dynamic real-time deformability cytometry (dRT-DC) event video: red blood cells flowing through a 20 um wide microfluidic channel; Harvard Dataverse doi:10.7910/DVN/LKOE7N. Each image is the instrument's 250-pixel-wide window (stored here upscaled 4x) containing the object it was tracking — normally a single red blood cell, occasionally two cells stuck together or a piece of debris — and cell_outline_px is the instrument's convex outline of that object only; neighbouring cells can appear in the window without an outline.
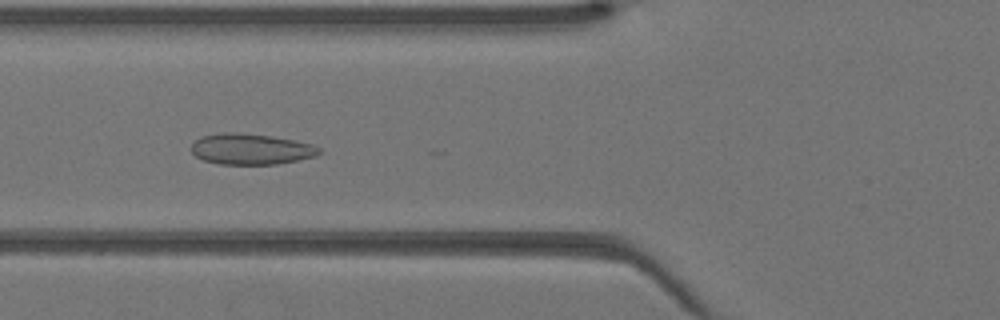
{"species": "Egyptian fruit bat (a non-hibernating species)", "species_latin": "Rousettus aegyptiacus", "temperature_condition": "warm", "stored_images_in_passage": 29, "camera_frame_rate_fps": 3000, "um_per_image_px": 0.085, "animal": {"sex": "female"}, "frame": {"image": 1, "passage_image": 17, "time_ms": 5.333, "image_size_px": [1000, 320], "cell_outline_px": [[320, 152], [316, 156], [276, 164], [220, 164], [204, 160], [196, 156], [192, 152], [192, 144], [200, 136], [224, 132], [236, 132], [272, 136], [296, 140], [312, 144], [320, 148]], "centroid_in_image_um": [21.33, 12.66], "position_along_channel_um": 104.5, "area_um2": 22.95}}
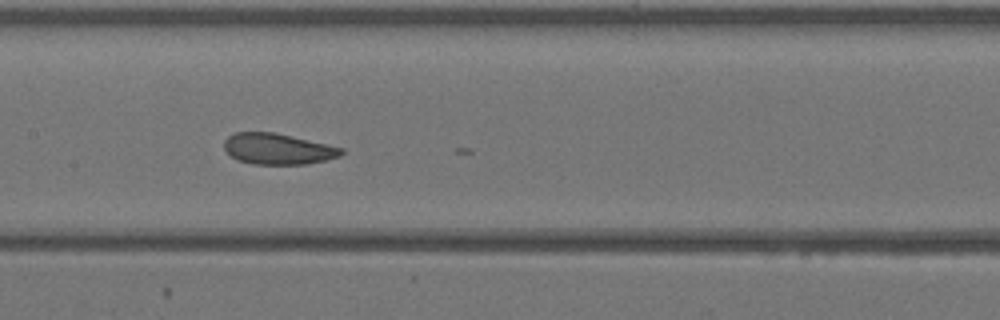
{"frame": {"image": 2, "passage_image": 22, "time_ms": 7.0, "image_size_px": [1000, 320], "cell_outline_px": [[344, 152], [340, 156], [308, 164], [252, 164], [236, 160], [224, 148], [224, 140], [228, 136], [236, 132], [272, 132], [292, 136], [344, 148]], "centroid_in_image_um": [23.61, 12.66], "position_along_channel_um": 183.8, "area_um2": 21.1}}
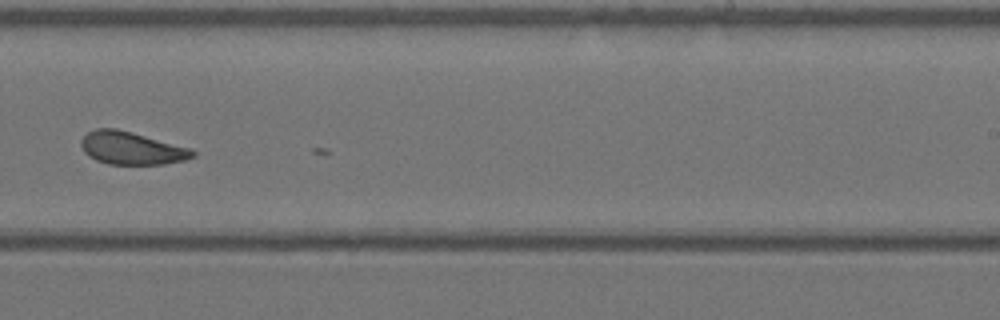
{"frame": {"image": 3, "passage_image": 28, "time_ms": 9.0, "image_size_px": [1000, 320], "cell_outline_px": [[196, 156], [184, 160], [164, 164], [108, 164], [96, 160], [88, 156], [84, 152], [80, 144], [80, 140], [88, 132], [96, 128], [116, 128], [132, 132], [192, 148], [196, 152]], "centroid_in_image_um": [11.19, 12.59], "position_along_channel_um": 277.8, "area_um2": 21.44}}